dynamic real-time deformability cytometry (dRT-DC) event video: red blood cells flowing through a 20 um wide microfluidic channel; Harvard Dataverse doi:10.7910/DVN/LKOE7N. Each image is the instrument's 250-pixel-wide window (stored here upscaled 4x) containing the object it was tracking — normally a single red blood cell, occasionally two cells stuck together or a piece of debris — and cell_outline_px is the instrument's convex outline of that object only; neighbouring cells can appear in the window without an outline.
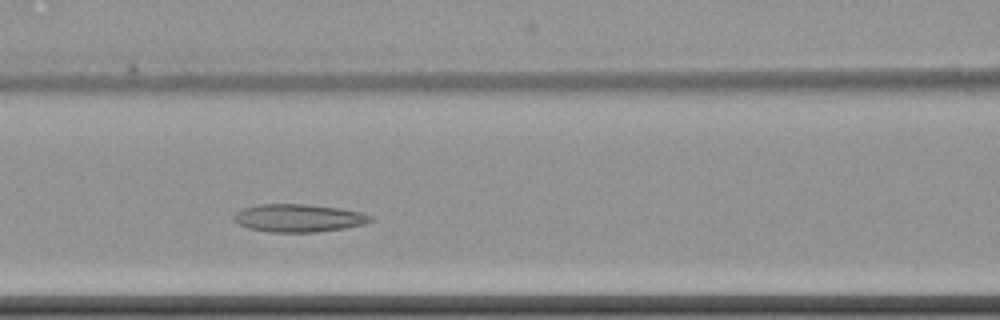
{"species": "common noctule bat (a hibernating species)", "species_latin": "Nyctalus noctula", "temperature_condition": "cold", "stored_images_in_passage": 5, "camera_frame_rate_fps": 3000, "um_per_image_px": 0.085, "animal": {"sex": "female", "body_mass_g": 22.7, "forearm_length_mm": 54.2}, "frame": {"image": 1, "passage_image": 4, "time_ms": 3.667, "image_size_px": [1000, 320], "cell_outline_px": [[376, 220], [364, 224], [344, 228], [316, 232], [268, 232], [248, 228], [232, 220], [232, 216], [236, 212], [244, 208], [260, 204], [308, 204], [340, 208], [360, 212], [372, 216]], "centroid_in_image_um": [25.39, 18.53], "position_along_channel_um": 141.2, "area_um2": 22.31}}
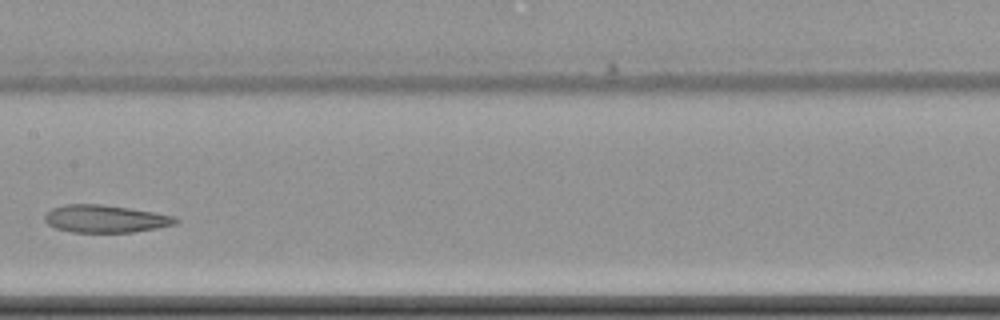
{"frame": {"image": 2, "passage_image": 5, "time_ms": 5.333, "image_size_px": [1000, 320], "cell_outline_px": [[180, 220], [176, 224], [156, 228], [132, 232], [72, 232], [56, 228], [48, 224], [44, 220], [44, 216], [52, 208], [64, 204], [100, 204], [128, 208], [176, 216]], "centroid_in_image_um": [8.95, 18.59], "position_along_channel_um": 198.4, "area_um2": 20.92}}